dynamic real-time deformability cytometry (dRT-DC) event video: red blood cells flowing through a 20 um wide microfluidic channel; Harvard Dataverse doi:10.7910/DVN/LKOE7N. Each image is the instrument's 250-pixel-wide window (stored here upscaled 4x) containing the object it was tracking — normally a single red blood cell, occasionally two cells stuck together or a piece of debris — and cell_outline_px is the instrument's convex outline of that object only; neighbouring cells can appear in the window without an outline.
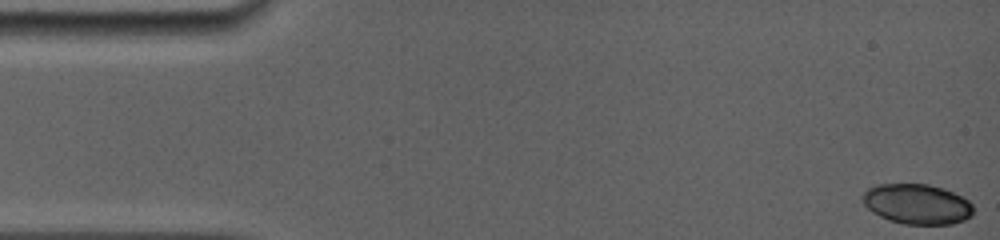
{"species": "common noctule bat (a hibernating species)", "species_latin": "Nyctalus noctula", "temperature_condition": "room temperature", "stored_images_in_passage": 12, "camera_frame_rate_fps": 5000, "um_per_image_px": 0.085, "animal": {"sex": "female", "body_mass_g": 19.0, "forearm_length_mm": 56.7}, "frame": {"image": 1, "passage_image": 1, "time_ms": 0.0, "image_size_px": [1000, 240], "cell_outline_px": [[972, 216], [964, 220], [952, 224], [904, 224], [888, 220], [872, 212], [864, 204], [864, 192], [868, 188], [876, 184], [928, 184], [944, 188], [968, 200], [972, 204]], "centroid_in_image_um": [77.95, 17.34], "position_along_channel_um": 7.0, "area_um2": 25.84}}
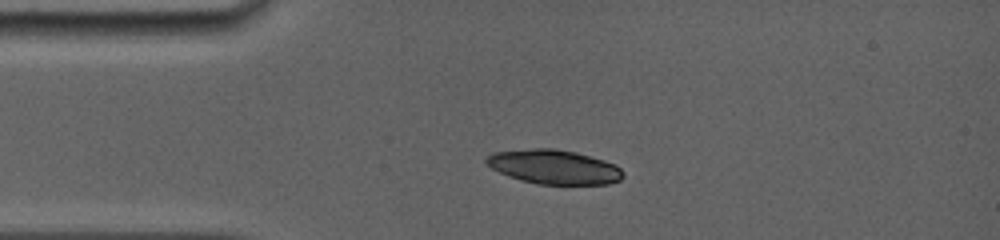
{"frame": {"image": 2, "passage_image": 10, "time_ms": 3.4, "image_size_px": [1000, 240], "cell_outline_px": [[624, 176], [620, 180], [608, 184], [536, 184], [520, 180], [508, 176], [492, 168], [484, 160], [492, 152], [536, 148], [552, 148], [576, 152], [604, 160], [616, 164], [624, 172]], "centroid_in_image_um": [47.11, 14.19], "position_along_channel_um": 37.9, "area_um2": 27.34}}